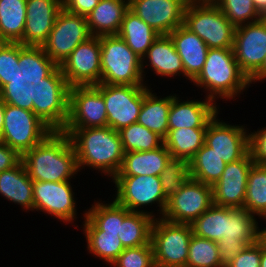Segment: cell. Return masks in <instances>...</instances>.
<instances>
[{"instance_id": "cell-1", "label": "cell", "mask_w": 266, "mask_h": 267, "mask_svg": "<svg viewBox=\"0 0 266 267\" xmlns=\"http://www.w3.org/2000/svg\"><path fill=\"white\" fill-rule=\"evenodd\" d=\"M57 128V97L48 87L29 95H12L5 105L1 142L21 156Z\"/></svg>"}, {"instance_id": "cell-2", "label": "cell", "mask_w": 266, "mask_h": 267, "mask_svg": "<svg viewBox=\"0 0 266 267\" xmlns=\"http://www.w3.org/2000/svg\"><path fill=\"white\" fill-rule=\"evenodd\" d=\"M69 136L79 172L92 171L111 180L120 170L124 150L118 131L111 127L60 129ZM106 177H104V176ZM111 178V179H110Z\"/></svg>"}, {"instance_id": "cell-3", "label": "cell", "mask_w": 266, "mask_h": 267, "mask_svg": "<svg viewBox=\"0 0 266 267\" xmlns=\"http://www.w3.org/2000/svg\"><path fill=\"white\" fill-rule=\"evenodd\" d=\"M22 161L33 181H73L80 174L69 136L58 127L41 143L26 151Z\"/></svg>"}, {"instance_id": "cell-4", "label": "cell", "mask_w": 266, "mask_h": 267, "mask_svg": "<svg viewBox=\"0 0 266 267\" xmlns=\"http://www.w3.org/2000/svg\"><path fill=\"white\" fill-rule=\"evenodd\" d=\"M193 86L205 93L204 97L219 106L220 101L229 102L247 92L250 84L248 77L240 70L233 48L208 49L205 64L199 75L192 81ZM203 90V91H202ZM247 90V91H246Z\"/></svg>"}, {"instance_id": "cell-5", "label": "cell", "mask_w": 266, "mask_h": 267, "mask_svg": "<svg viewBox=\"0 0 266 267\" xmlns=\"http://www.w3.org/2000/svg\"><path fill=\"white\" fill-rule=\"evenodd\" d=\"M47 88L48 76L41 70L37 51L21 43L0 42V92L29 95Z\"/></svg>"}, {"instance_id": "cell-6", "label": "cell", "mask_w": 266, "mask_h": 267, "mask_svg": "<svg viewBox=\"0 0 266 267\" xmlns=\"http://www.w3.org/2000/svg\"><path fill=\"white\" fill-rule=\"evenodd\" d=\"M107 126V112L101 92L94 86H73L57 97V127L83 129Z\"/></svg>"}, {"instance_id": "cell-7", "label": "cell", "mask_w": 266, "mask_h": 267, "mask_svg": "<svg viewBox=\"0 0 266 267\" xmlns=\"http://www.w3.org/2000/svg\"><path fill=\"white\" fill-rule=\"evenodd\" d=\"M90 37L87 18L62 8L46 42L37 51L41 70L49 77L79 44Z\"/></svg>"}, {"instance_id": "cell-8", "label": "cell", "mask_w": 266, "mask_h": 267, "mask_svg": "<svg viewBox=\"0 0 266 267\" xmlns=\"http://www.w3.org/2000/svg\"><path fill=\"white\" fill-rule=\"evenodd\" d=\"M100 57V37L92 36L79 44L48 77V87L58 97L69 87L100 84Z\"/></svg>"}, {"instance_id": "cell-9", "label": "cell", "mask_w": 266, "mask_h": 267, "mask_svg": "<svg viewBox=\"0 0 266 267\" xmlns=\"http://www.w3.org/2000/svg\"><path fill=\"white\" fill-rule=\"evenodd\" d=\"M110 182L115 187L112 198L119 205L130 212L145 213L155 219L162 218L168 199L162 191L160 176H114Z\"/></svg>"}, {"instance_id": "cell-10", "label": "cell", "mask_w": 266, "mask_h": 267, "mask_svg": "<svg viewBox=\"0 0 266 267\" xmlns=\"http://www.w3.org/2000/svg\"><path fill=\"white\" fill-rule=\"evenodd\" d=\"M102 84L146 85L142 59L118 35L100 36Z\"/></svg>"}, {"instance_id": "cell-11", "label": "cell", "mask_w": 266, "mask_h": 267, "mask_svg": "<svg viewBox=\"0 0 266 267\" xmlns=\"http://www.w3.org/2000/svg\"><path fill=\"white\" fill-rule=\"evenodd\" d=\"M183 25L211 48H233L236 27L214 3H187Z\"/></svg>"}, {"instance_id": "cell-12", "label": "cell", "mask_w": 266, "mask_h": 267, "mask_svg": "<svg viewBox=\"0 0 266 267\" xmlns=\"http://www.w3.org/2000/svg\"><path fill=\"white\" fill-rule=\"evenodd\" d=\"M193 233L190 224L154 219L151 244L156 267H186L188 248Z\"/></svg>"}, {"instance_id": "cell-13", "label": "cell", "mask_w": 266, "mask_h": 267, "mask_svg": "<svg viewBox=\"0 0 266 267\" xmlns=\"http://www.w3.org/2000/svg\"><path fill=\"white\" fill-rule=\"evenodd\" d=\"M107 112V126L115 131L137 123L144 96L153 88L147 85L97 84Z\"/></svg>"}, {"instance_id": "cell-14", "label": "cell", "mask_w": 266, "mask_h": 267, "mask_svg": "<svg viewBox=\"0 0 266 267\" xmlns=\"http://www.w3.org/2000/svg\"><path fill=\"white\" fill-rule=\"evenodd\" d=\"M71 182L73 181H33V212H42L46 217L60 220L64 226L74 224V228L79 229L76 224L79 209L78 199L75 197L77 193L75 194V185Z\"/></svg>"}, {"instance_id": "cell-15", "label": "cell", "mask_w": 266, "mask_h": 267, "mask_svg": "<svg viewBox=\"0 0 266 267\" xmlns=\"http://www.w3.org/2000/svg\"><path fill=\"white\" fill-rule=\"evenodd\" d=\"M258 217L243 208L227 207L226 236L217 241L219 257L223 267L234 260L247 246L264 236V227L259 226Z\"/></svg>"}, {"instance_id": "cell-16", "label": "cell", "mask_w": 266, "mask_h": 267, "mask_svg": "<svg viewBox=\"0 0 266 267\" xmlns=\"http://www.w3.org/2000/svg\"><path fill=\"white\" fill-rule=\"evenodd\" d=\"M213 204L212 186L190 177L168 199L162 218L173 223L191 224Z\"/></svg>"}, {"instance_id": "cell-17", "label": "cell", "mask_w": 266, "mask_h": 267, "mask_svg": "<svg viewBox=\"0 0 266 267\" xmlns=\"http://www.w3.org/2000/svg\"><path fill=\"white\" fill-rule=\"evenodd\" d=\"M222 112L208 123L205 144L226 164L242 159L249 151V130L246 124H233L219 118ZM229 122V123H228ZM231 123V124H230ZM246 125V126H245Z\"/></svg>"}, {"instance_id": "cell-18", "label": "cell", "mask_w": 266, "mask_h": 267, "mask_svg": "<svg viewBox=\"0 0 266 267\" xmlns=\"http://www.w3.org/2000/svg\"><path fill=\"white\" fill-rule=\"evenodd\" d=\"M233 51L240 70L250 79L266 58V17L236 27Z\"/></svg>"}, {"instance_id": "cell-19", "label": "cell", "mask_w": 266, "mask_h": 267, "mask_svg": "<svg viewBox=\"0 0 266 267\" xmlns=\"http://www.w3.org/2000/svg\"><path fill=\"white\" fill-rule=\"evenodd\" d=\"M186 0H129V9L160 35L184 23Z\"/></svg>"}, {"instance_id": "cell-20", "label": "cell", "mask_w": 266, "mask_h": 267, "mask_svg": "<svg viewBox=\"0 0 266 267\" xmlns=\"http://www.w3.org/2000/svg\"><path fill=\"white\" fill-rule=\"evenodd\" d=\"M253 163L249 151L242 159L226 164L220 179L212 186L214 205L244 208L248 175Z\"/></svg>"}, {"instance_id": "cell-21", "label": "cell", "mask_w": 266, "mask_h": 267, "mask_svg": "<svg viewBox=\"0 0 266 267\" xmlns=\"http://www.w3.org/2000/svg\"><path fill=\"white\" fill-rule=\"evenodd\" d=\"M26 8L24 34L19 43L38 51L46 42L62 9V0H27Z\"/></svg>"}, {"instance_id": "cell-22", "label": "cell", "mask_w": 266, "mask_h": 267, "mask_svg": "<svg viewBox=\"0 0 266 267\" xmlns=\"http://www.w3.org/2000/svg\"><path fill=\"white\" fill-rule=\"evenodd\" d=\"M173 93V99L168 112V130L181 128H207L208 123L221 112V107L214 101L204 98L184 97ZM192 99V100H191Z\"/></svg>"}, {"instance_id": "cell-23", "label": "cell", "mask_w": 266, "mask_h": 267, "mask_svg": "<svg viewBox=\"0 0 266 267\" xmlns=\"http://www.w3.org/2000/svg\"><path fill=\"white\" fill-rule=\"evenodd\" d=\"M149 67V68H148ZM148 71L160 80L185 78V72L181 57L177 53L174 43L169 35H159L158 38L149 47L146 55L142 58V73L147 86L149 80L146 78ZM177 76V78H176ZM146 78V79H145Z\"/></svg>"}, {"instance_id": "cell-24", "label": "cell", "mask_w": 266, "mask_h": 267, "mask_svg": "<svg viewBox=\"0 0 266 267\" xmlns=\"http://www.w3.org/2000/svg\"><path fill=\"white\" fill-rule=\"evenodd\" d=\"M168 35L181 57L185 72V82L189 80L192 84V81L203 69L209 48L198 35L191 32L184 25L177 27Z\"/></svg>"}, {"instance_id": "cell-25", "label": "cell", "mask_w": 266, "mask_h": 267, "mask_svg": "<svg viewBox=\"0 0 266 267\" xmlns=\"http://www.w3.org/2000/svg\"><path fill=\"white\" fill-rule=\"evenodd\" d=\"M0 197L21 206L24 212H33V180L22 160L0 173Z\"/></svg>"}, {"instance_id": "cell-26", "label": "cell", "mask_w": 266, "mask_h": 267, "mask_svg": "<svg viewBox=\"0 0 266 267\" xmlns=\"http://www.w3.org/2000/svg\"><path fill=\"white\" fill-rule=\"evenodd\" d=\"M171 158L164 143L149 151L127 152L115 176H160Z\"/></svg>"}, {"instance_id": "cell-27", "label": "cell", "mask_w": 266, "mask_h": 267, "mask_svg": "<svg viewBox=\"0 0 266 267\" xmlns=\"http://www.w3.org/2000/svg\"><path fill=\"white\" fill-rule=\"evenodd\" d=\"M81 214L82 225L80 228L87 242L86 250L89 254L110 266L125 249L119 239L118 233L99 230L86 216L85 210ZM83 214V215H82Z\"/></svg>"}, {"instance_id": "cell-28", "label": "cell", "mask_w": 266, "mask_h": 267, "mask_svg": "<svg viewBox=\"0 0 266 267\" xmlns=\"http://www.w3.org/2000/svg\"><path fill=\"white\" fill-rule=\"evenodd\" d=\"M129 0H100L86 17L92 36L118 35Z\"/></svg>"}, {"instance_id": "cell-29", "label": "cell", "mask_w": 266, "mask_h": 267, "mask_svg": "<svg viewBox=\"0 0 266 267\" xmlns=\"http://www.w3.org/2000/svg\"><path fill=\"white\" fill-rule=\"evenodd\" d=\"M154 91L151 89L144 96L137 123L143 125L150 131L156 132L164 139L168 134V112L173 94L171 93L165 96L164 93V96H157V93Z\"/></svg>"}, {"instance_id": "cell-30", "label": "cell", "mask_w": 266, "mask_h": 267, "mask_svg": "<svg viewBox=\"0 0 266 267\" xmlns=\"http://www.w3.org/2000/svg\"><path fill=\"white\" fill-rule=\"evenodd\" d=\"M159 35L130 9L125 12L118 36L141 59Z\"/></svg>"}, {"instance_id": "cell-31", "label": "cell", "mask_w": 266, "mask_h": 267, "mask_svg": "<svg viewBox=\"0 0 266 267\" xmlns=\"http://www.w3.org/2000/svg\"><path fill=\"white\" fill-rule=\"evenodd\" d=\"M27 0H0V42L19 43L24 34Z\"/></svg>"}, {"instance_id": "cell-32", "label": "cell", "mask_w": 266, "mask_h": 267, "mask_svg": "<svg viewBox=\"0 0 266 267\" xmlns=\"http://www.w3.org/2000/svg\"><path fill=\"white\" fill-rule=\"evenodd\" d=\"M207 128H181L168 130L164 145L172 158L185 159L188 162L205 144Z\"/></svg>"}, {"instance_id": "cell-33", "label": "cell", "mask_w": 266, "mask_h": 267, "mask_svg": "<svg viewBox=\"0 0 266 267\" xmlns=\"http://www.w3.org/2000/svg\"><path fill=\"white\" fill-rule=\"evenodd\" d=\"M99 200V201H98ZM97 201L94 198L91 207L85 209V216L99 229L105 232L118 233L120 235V222L130 213V211L119 205L113 198L109 201ZM107 202V203H106Z\"/></svg>"}, {"instance_id": "cell-34", "label": "cell", "mask_w": 266, "mask_h": 267, "mask_svg": "<svg viewBox=\"0 0 266 267\" xmlns=\"http://www.w3.org/2000/svg\"><path fill=\"white\" fill-rule=\"evenodd\" d=\"M226 163L204 144L189 161L190 177L213 186L221 177Z\"/></svg>"}, {"instance_id": "cell-35", "label": "cell", "mask_w": 266, "mask_h": 267, "mask_svg": "<svg viewBox=\"0 0 266 267\" xmlns=\"http://www.w3.org/2000/svg\"><path fill=\"white\" fill-rule=\"evenodd\" d=\"M152 216L141 212H130L120 222L119 239L124 248L151 244Z\"/></svg>"}, {"instance_id": "cell-36", "label": "cell", "mask_w": 266, "mask_h": 267, "mask_svg": "<svg viewBox=\"0 0 266 267\" xmlns=\"http://www.w3.org/2000/svg\"><path fill=\"white\" fill-rule=\"evenodd\" d=\"M243 209L265 221L266 224V165L252 164Z\"/></svg>"}, {"instance_id": "cell-37", "label": "cell", "mask_w": 266, "mask_h": 267, "mask_svg": "<svg viewBox=\"0 0 266 267\" xmlns=\"http://www.w3.org/2000/svg\"><path fill=\"white\" fill-rule=\"evenodd\" d=\"M192 233L200 238L217 242L226 236L227 207L212 205L190 224Z\"/></svg>"}, {"instance_id": "cell-38", "label": "cell", "mask_w": 266, "mask_h": 267, "mask_svg": "<svg viewBox=\"0 0 266 267\" xmlns=\"http://www.w3.org/2000/svg\"><path fill=\"white\" fill-rule=\"evenodd\" d=\"M124 153L149 151L159 148L164 139L139 123H133L118 131Z\"/></svg>"}, {"instance_id": "cell-39", "label": "cell", "mask_w": 266, "mask_h": 267, "mask_svg": "<svg viewBox=\"0 0 266 267\" xmlns=\"http://www.w3.org/2000/svg\"><path fill=\"white\" fill-rule=\"evenodd\" d=\"M186 267H223L217 242L192 235Z\"/></svg>"}, {"instance_id": "cell-40", "label": "cell", "mask_w": 266, "mask_h": 267, "mask_svg": "<svg viewBox=\"0 0 266 267\" xmlns=\"http://www.w3.org/2000/svg\"><path fill=\"white\" fill-rule=\"evenodd\" d=\"M214 4L235 27L259 21L264 17L252 0H216Z\"/></svg>"}, {"instance_id": "cell-41", "label": "cell", "mask_w": 266, "mask_h": 267, "mask_svg": "<svg viewBox=\"0 0 266 267\" xmlns=\"http://www.w3.org/2000/svg\"><path fill=\"white\" fill-rule=\"evenodd\" d=\"M190 178L189 162L185 159L171 158L160 174L162 191L167 199L177 193Z\"/></svg>"}, {"instance_id": "cell-42", "label": "cell", "mask_w": 266, "mask_h": 267, "mask_svg": "<svg viewBox=\"0 0 266 267\" xmlns=\"http://www.w3.org/2000/svg\"><path fill=\"white\" fill-rule=\"evenodd\" d=\"M110 267H156L152 244L125 248Z\"/></svg>"}, {"instance_id": "cell-43", "label": "cell", "mask_w": 266, "mask_h": 267, "mask_svg": "<svg viewBox=\"0 0 266 267\" xmlns=\"http://www.w3.org/2000/svg\"><path fill=\"white\" fill-rule=\"evenodd\" d=\"M249 146L254 163L266 165V126L249 130Z\"/></svg>"}, {"instance_id": "cell-44", "label": "cell", "mask_w": 266, "mask_h": 267, "mask_svg": "<svg viewBox=\"0 0 266 267\" xmlns=\"http://www.w3.org/2000/svg\"><path fill=\"white\" fill-rule=\"evenodd\" d=\"M261 239L237 254L226 267H260Z\"/></svg>"}, {"instance_id": "cell-45", "label": "cell", "mask_w": 266, "mask_h": 267, "mask_svg": "<svg viewBox=\"0 0 266 267\" xmlns=\"http://www.w3.org/2000/svg\"><path fill=\"white\" fill-rule=\"evenodd\" d=\"M100 0H62V8L72 14L87 17Z\"/></svg>"}, {"instance_id": "cell-46", "label": "cell", "mask_w": 266, "mask_h": 267, "mask_svg": "<svg viewBox=\"0 0 266 267\" xmlns=\"http://www.w3.org/2000/svg\"><path fill=\"white\" fill-rule=\"evenodd\" d=\"M22 160V156L14 149L0 141V173L11 169Z\"/></svg>"}, {"instance_id": "cell-47", "label": "cell", "mask_w": 266, "mask_h": 267, "mask_svg": "<svg viewBox=\"0 0 266 267\" xmlns=\"http://www.w3.org/2000/svg\"><path fill=\"white\" fill-rule=\"evenodd\" d=\"M12 95L0 92V140L1 135L3 131V125H4V112H5V105L6 101L11 97Z\"/></svg>"}, {"instance_id": "cell-48", "label": "cell", "mask_w": 266, "mask_h": 267, "mask_svg": "<svg viewBox=\"0 0 266 267\" xmlns=\"http://www.w3.org/2000/svg\"><path fill=\"white\" fill-rule=\"evenodd\" d=\"M249 80L251 85L255 83L257 84V82H266V58L263 63V66Z\"/></svg>"}, {"instance_id": "cell-49", "label": "cell", "mask_w": 266, "mask_h": 267, "mask_svg": "<svg viewBox=\"0 0 266 267\" xmlns=\"http://www.w3.org/2000/svg\"><path fill=\"white\" fill-rule=\"evenodd\" d=\"M260 267H266V238H261V260Z\"/></svg>"}, {"instance_id": "cell-50", "label": "cell", "mask_w": 266, "mask_h": 267, "mask_svg": "<svg viewBox=\"0 0 266 267\" xmlns=\"http://www.w3.org/2000/svg\"><path fill=\"white\" fill-rule=\"evenodd\" d=\"M261 14L266 17V0H252Z\"/></svg>"}, {"instance_id": "cell-51", "label": "cell", "mask_w": 266, "mask_h": 267, "mask_svg": "<svg viewBox=\"0 0 266 267\" xmlns=\"http://www.w3.org/2000/svg\"><path fill=\"white\" fill-rule=\"evenodd\" d=\"M188 3H214L216 0H186Z\"/></svg>"}, {"instance_id": "cell-52", "label": "cell", "mask_w": 266, "mask_h": 267, "mask_svg": "<svg viewBox=\"0 0 266 267\" xmlns=\"http://www.w3.org/2000/svg\"><path fill=\"white\" fill-rule=\"evenodd\" d=\"M264 237L266 238V227H264Z\"/></svg>"}]
</instances>
